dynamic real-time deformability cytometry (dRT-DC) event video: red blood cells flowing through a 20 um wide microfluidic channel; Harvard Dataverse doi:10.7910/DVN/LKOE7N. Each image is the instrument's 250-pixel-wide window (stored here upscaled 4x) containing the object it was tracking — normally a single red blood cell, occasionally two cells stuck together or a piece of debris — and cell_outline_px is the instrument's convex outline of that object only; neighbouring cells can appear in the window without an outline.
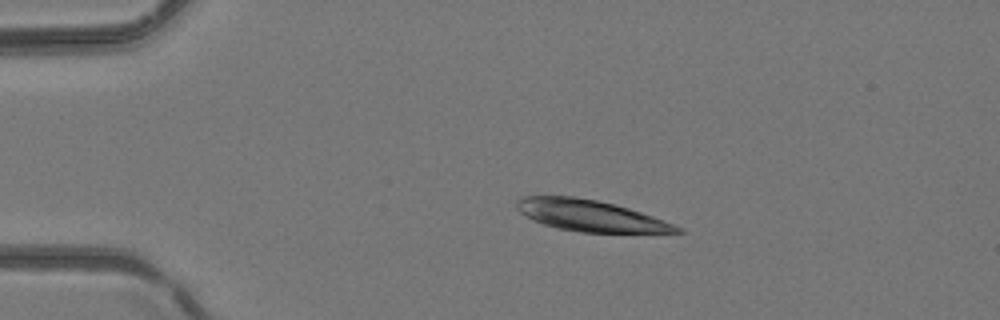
{"species": "common noctule bat (a hibernating species)", "species_latin": "Nyctalus noctula", "temperature_condition": "room temperature", "stored_images_in_passage": 2, "camera_frame_rate_fps": 3000, "um_per_image_px": 0.085, "animal": {"sex": "female", "body_mass_g": 24.6, "forearm_length_mm": 56.2}, "frame": {"image": 1, "passage_image": 2, "time_ms": 0.333, "image_size_px": [1000, 320], "cell_outline_px": [[684, 232], [580, 232], [556, 228], [544, 224], [520, 212], [516, 208], [516, 200], [524, 196], [572, 196], [596, 200], [616, 204], [652, 216], [684, 228]], "centroid_in_image_um": [50.17, 18.32], "position_along_channel_um": 34.8, "area_um2": 28.78}}